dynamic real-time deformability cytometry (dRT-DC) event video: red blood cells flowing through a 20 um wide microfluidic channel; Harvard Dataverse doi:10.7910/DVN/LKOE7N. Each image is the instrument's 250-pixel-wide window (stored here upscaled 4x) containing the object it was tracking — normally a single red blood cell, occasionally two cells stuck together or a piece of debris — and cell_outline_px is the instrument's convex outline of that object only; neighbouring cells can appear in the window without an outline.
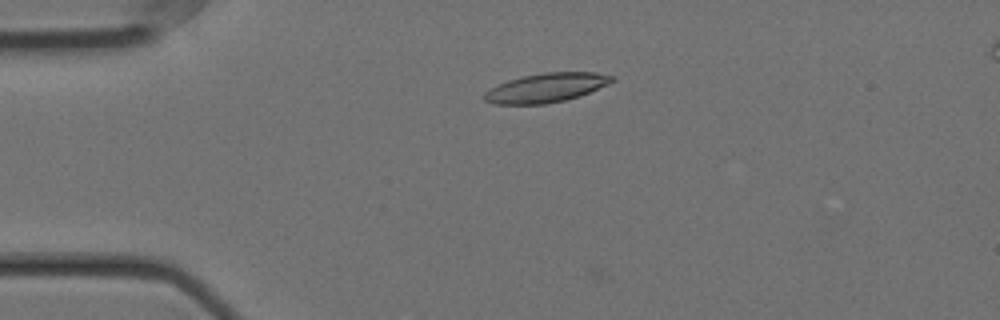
{"species": "Egyptian fruit bat (a non-hibernating species)", "species_latin": "Rousettus aegyptiacus", "temperature_condition": "cold", "stored_images_in_passage": 13, "camera_frame_rate_fps": 3000, "um_per_image_px": 0.085, "animal": {"sex": "female"}, "frame": {"image": 1, "passage_image": 9, "time_ms": 2.667, "image_size_px": [1000, 320], "cell_outline_px": [[616, 76], [608, 84], [580, 96], [564, 100], [544, 104], [492, 104], [484, 100], [484, 92], [508, 80], [524, 76], [544, 72], [596, 72]], "centroid_in_image_um": [46.44, 7.46], "position_along_channel_um": 38.6, "area_um2": 21.5}}